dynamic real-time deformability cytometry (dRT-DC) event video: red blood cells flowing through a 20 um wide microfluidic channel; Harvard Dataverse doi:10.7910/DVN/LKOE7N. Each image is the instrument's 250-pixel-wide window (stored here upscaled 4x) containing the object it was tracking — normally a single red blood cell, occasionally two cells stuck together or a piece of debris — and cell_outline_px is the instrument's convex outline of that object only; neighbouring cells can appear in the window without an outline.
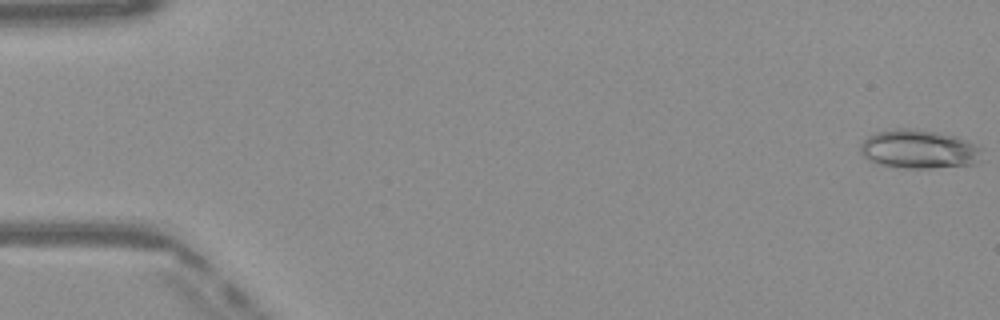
{"species": "Egyptian fruit bat (a non-hibernating species)", "species_latin": "Rousettus aegyptiacus", "temperature_condition": "warm", "stored_images_in_passage": 50, "camera_frame_rate_fps": 3000, "um_per_image_px": 0.085, "frame": {"image": 1, "passage_image": 1, "time_ms": 0.0, "image_size_px": [1000, 320], "cell_outline_px": [[984, 148], [980, 160], [972, 164], [932, 168], [904, 168], [876, 164], [868, 160], [860, 152], [860, 144], [868, 136], [876, 132], [896, 128], [912, 128], [936, 132], [956, 136], [976, 144]], "centroid_in_image_um": [78.11, 12.68], "position_along_channel_um": 6.9, "area_um2": 27.74}}
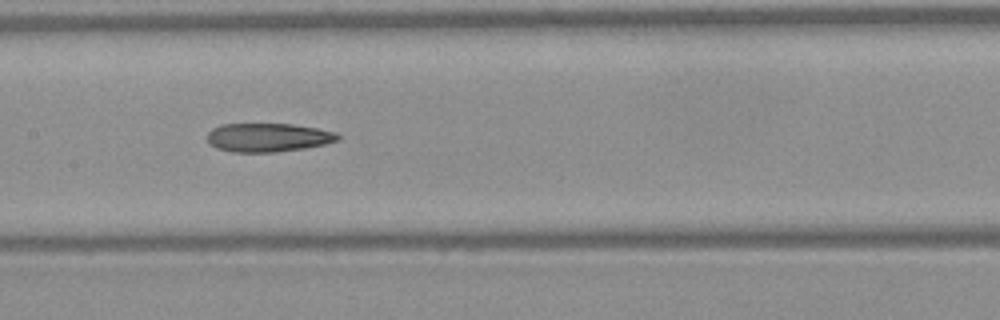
{"frame": {"image": 2, "passage_image": 25, "time_ms": 8.0, "image_size_px": [1000, 320], "cell_outline_px": [[340, 136], [336, 140], [324, 144], [304, 148], [276, 152], [232, 152], [216, 148], [208, 144], [208, 132], [212, 128], [220, 124], [292, 124], [316, 128], [336, 132]], "centroid_in_image_um": [22.73, 11.68], "position_along_channel_um": 184.7, "area_um2": 21.79}}
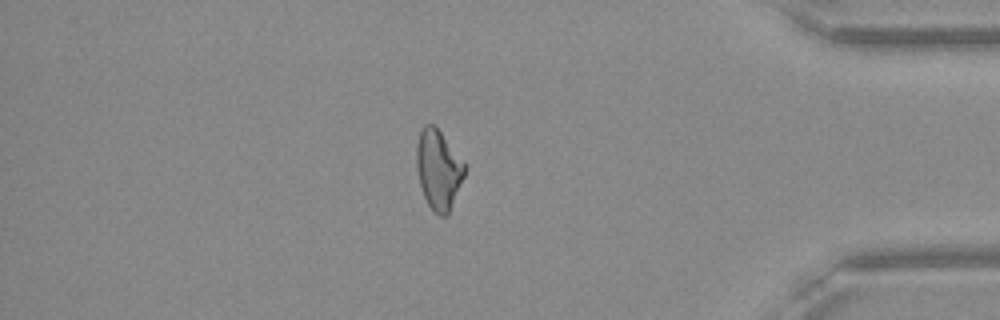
{"frame": {"image": 3, "passage_image": 43, "time_ms": 14.0, "image_size_px": [1000, 320], "cell_outline_px": [[464, 176], [448, 216], [440, 216], [428, 204], [424, 196], [420, 184], [416, 164], [416, 144], [420, 128], [424, 124], [432, 124], [440, 132], [464, 164]], "centroid_in_image_um": [37.23, 14.41], "position_along_channel_um": 398.0, "area_um2": 21.85}, "authors_computed_cell_mechanics": {"area_um2": 23.12, "velocity_mm_per_s": 4.1134, "shape_relaxation_time_tau1_ms": null, "shape_relaxation_time_tau2_ms": 6.0201, "deformation_change_tau1": null, "deformation_change_tau2": 0.1838}}